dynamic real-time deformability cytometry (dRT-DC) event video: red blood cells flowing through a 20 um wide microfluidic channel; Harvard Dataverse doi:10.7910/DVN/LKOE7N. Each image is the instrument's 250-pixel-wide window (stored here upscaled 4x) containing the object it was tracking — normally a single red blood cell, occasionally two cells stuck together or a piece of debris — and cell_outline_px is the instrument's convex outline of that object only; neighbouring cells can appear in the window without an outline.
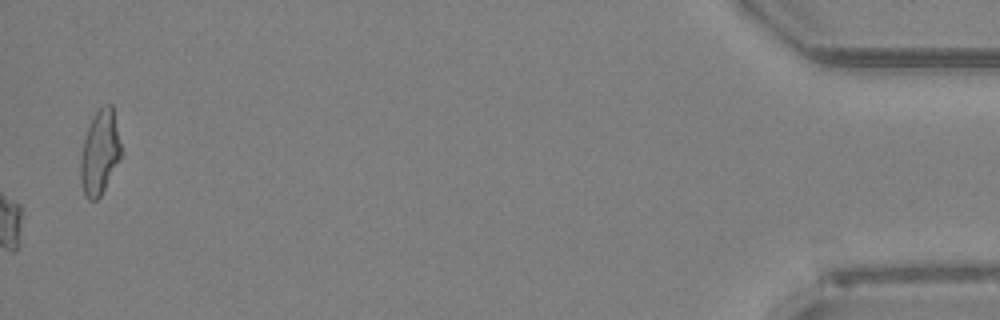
{"species": "Egyptian fruit bat (a non-hibernating species)", "species_latin": "Rousettus aegyptiacus", "temperature_condition": "room temperature", "stored_images_in_passage": 51, "camera_frame_rate_fps": 3000, "um_per_image_px": 0.085, "animal": {"sex": "female"}, "frame": {"image": 1, "passage_image": 51, "time_ms": 16.667, "image_size_px": [1000, 320], "cell_outline_px": [[124, 152], [120, 160], [100, 196], [96, 200], [88, 200], [84, 192], [80, 180], [80, 160], [84, 140], [88, 128], [96, 112], [104, 104], [112, 104]], "centroid_in_image_um": [8.52, 12.95], "position_along_channel_um": 426.7, "area_um2": 20.06}}